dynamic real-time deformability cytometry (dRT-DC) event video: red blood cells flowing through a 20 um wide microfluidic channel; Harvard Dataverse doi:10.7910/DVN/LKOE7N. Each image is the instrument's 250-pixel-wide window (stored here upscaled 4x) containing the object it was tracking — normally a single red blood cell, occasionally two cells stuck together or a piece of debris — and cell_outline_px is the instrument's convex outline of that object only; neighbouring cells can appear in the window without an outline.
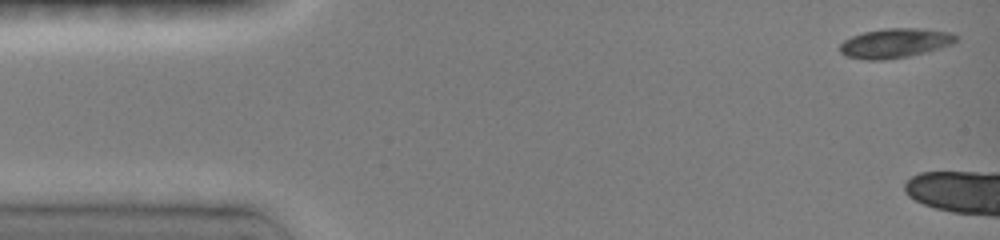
{"species": "common noctule bat (a hibernating species)", "species_latin": "Nyctalus noctula", "temperature_condition": "room temperature", "stored_images_in_passage": 3, "camera_frame_rate_fps": 3000, "um_per_image_px": 0.085, "animal": {"sex": "female", "body_mass_g": 19.0, "forearm_length_mm": 51.5}, "frame": {"image": 1, "passage_image": 1, "time_ms": 0.0, "image_size_px": [1000, 240], "cell_outline_px": [[960, 36], [952, 44], [940, 48], [908, 56], [884, 60], [864, 60], [844, 56], [840, 52], [840, 44], [844, 40], [852, 36], [864, 32], [884, 28], [924, 28], [952, 32]], "centroid_in_image_um": [76.08, 3.66], "position_along_channel_um": 8.9, "area_um2": 20.17}}